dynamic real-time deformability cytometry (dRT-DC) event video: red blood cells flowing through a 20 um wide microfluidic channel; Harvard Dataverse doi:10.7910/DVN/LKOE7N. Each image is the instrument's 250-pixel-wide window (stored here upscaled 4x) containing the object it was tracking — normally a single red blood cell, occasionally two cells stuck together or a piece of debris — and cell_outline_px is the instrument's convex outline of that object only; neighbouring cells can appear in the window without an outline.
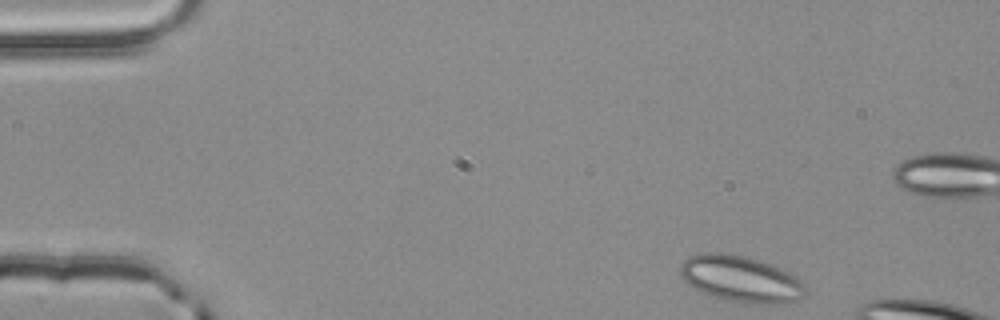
{"species": "common noctule bat (a hibernating species)", "species_latin": "Nyctalus noctula", "temperature_condition": "room temperature", "stored_images_in_passage": 9, "camera_frame_rate_fps": 3000, "um_per_image_px": 0.085, "animal": {"sex": "male", "body_mass_g": 20.4}, "frame": {"image": 1, "passage_image": 1, "time_ms": 0.0, "image_size_px": [1000, 320], "cell_outline_px": [[804, 292], [800, 300], [788, 304], [748, 304], [724, 300], [712, 296], [688, 284], [680, 276], [680, 264], [688, 256], [704, 252], [720, 252], [748, 256], [772, 264], [796, 276], [800, 280], [804, 288]], "centroid_in_image_um": [62.97, 23.71], "position_along_channel_um": 22.0, "area_um2": 34.22}}